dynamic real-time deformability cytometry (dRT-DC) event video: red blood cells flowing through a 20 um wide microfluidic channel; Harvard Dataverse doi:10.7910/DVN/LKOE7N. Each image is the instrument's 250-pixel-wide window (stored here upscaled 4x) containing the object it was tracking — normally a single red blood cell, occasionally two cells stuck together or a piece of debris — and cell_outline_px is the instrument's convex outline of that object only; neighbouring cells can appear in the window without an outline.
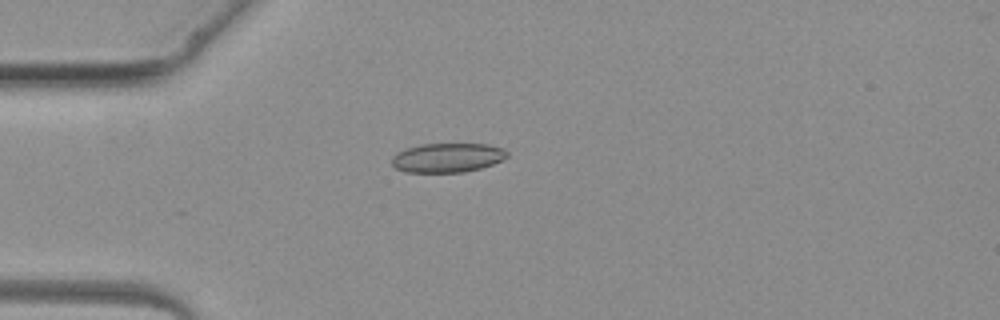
{"species": "common noctule bat (a hibernating species)", "species_latin": "Nyctalus noctula", "temperature_condition": "warm", "stored_images_in_passage": 5, "camera_frame_rate_fps": 3000, "um_per_image_px": 0.085, "animal": {"sex": "female", "body_mass_g": 19.3, "forearm_length_mm": 54.1}, "frame": {"image": 1, "passage_image": 4, "time_ms": 3.667, "image_size_px": [1000, 320], "cell_outline_px": [[508, 156], [504, 160], [480, 168], [464, 172], [404, 172], [396, 168], [392, 164], [392, 156], [396, 152], [404, 148], [420, 144], [488, 144], [504, 148], [508, 152]], "centroid_in_image_um": [38.03, 13.39], "position_along_channel_um": 47.0, "area_um2": 19.88}}